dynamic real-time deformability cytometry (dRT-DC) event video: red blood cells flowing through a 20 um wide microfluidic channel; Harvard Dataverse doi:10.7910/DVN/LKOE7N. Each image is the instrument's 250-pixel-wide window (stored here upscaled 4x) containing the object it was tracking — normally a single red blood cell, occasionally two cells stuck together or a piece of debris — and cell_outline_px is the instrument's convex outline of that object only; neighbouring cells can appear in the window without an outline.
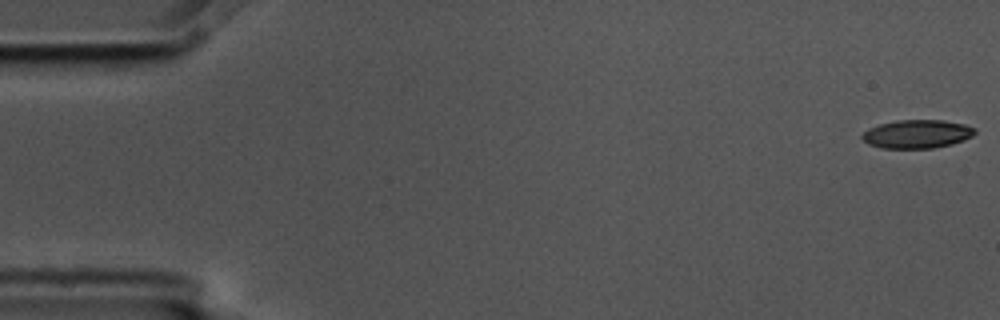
{"species": "common noctule bat (a hibernating species)", "species_latin": "Nyctalus noctula", "temperature_condition": "cold", "stored_images_in_passage": 6, "camera_frame_rate_fps": 3000, "um_per_image_px": 0.085, "animal": {"sex": "male", "body_mass_g": 17.5, "forearm_length_mm": 52.3}, "frame": {"image": 1, "passage_image": 1, "time_ms": 0.0, "image_size_px": [1000, 320], "cell_outline_px": [[976, 132], [972, 136], [964, 140], [952, 144], [932, 148], [880, 148], [868, 144], [860, 136], [868, 128], [880, 124], [896, 120], [944, 120], [964, 124], [976, 128]], "centroid_in_image_um": [77.95, 11.39], "position_along_channel_um": 7.1, "area_um2": 18.79}}
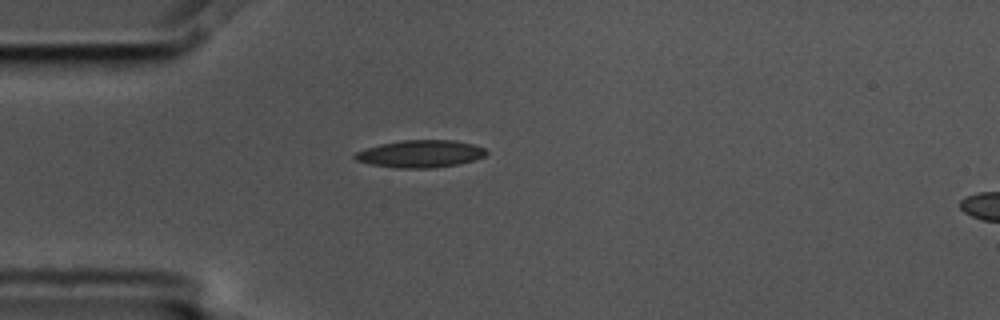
{"frame": {"image": 2, "passage_image": 5, "time_ms": 1.333, "image_size_px": [1000, 320], "cell_outline_px": [[488, 152], [484, 156], [476, 160], [460, 164], [432, 168], [396, 168], [372, 164], [356, 160], [352, 156], [356, 152], [380, 144], [404, 140], [456, 140], [472, 144], [484, 148]], "centroid_in_image_um": [35.77, 13.08], "position_along_channel_um": 49.2, "area_um2": 20.92}}